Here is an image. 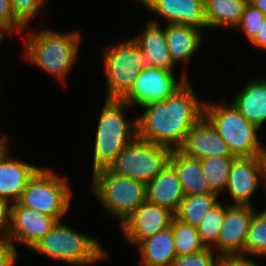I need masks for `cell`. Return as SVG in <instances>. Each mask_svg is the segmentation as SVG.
I'll list each match as a JSON object with an SVG mask.
<instances>
[{"label": "cell", "instance_id": "cell-2", "mask_svg": "<svg viewBox=\"0 0 266 266\" xmlns=\"http://www.w3.org/2000/svg\"><path fill=\"white\" fill-rule=\"evenodd\" d=\"M22 56L33 66L51 74L59 82H66V76L78 58L81 33H61L52 29L31 31L26 34Z\"/></svg>", "mask_w": 266, "mask_h": 266}, {"label": "cell", "instance_id": "cell-11", "mask_svg": "<svg viewBox=\"0 0 266 266\" xmlns=\"http://www.w3.org/2000/svg\"><path fill=\"white\" fill-rule=\"evenodd\" d=\"M254 206L226 204L224 222L217 244L212 248L220 257L245 258V246Z\"/></svg>", "mask_w": 266, "mask_h": 266}, {"label": "cell", "instance_id": "cell-22", "mask_svg": "<svg viewBox=\"0 0 266 266\" xmlns=\"http://www.w3.org/2000/svg\"><path fill=\"white\" fill-rule=\"evenodd\" d=\"M137 246L141 266H172L177 256L171 226L141 241Z\"/></svg>", "mask_w": 266, "mask_h": 266}, {"label": "cell", "instance_id": "cell-36", "mask_svg": "<svg viewBox=\"0 0 266 266\" xmlns=\"http://www.w3.org/2000/svg\"><path fill=\"white\" fill-rule=\"evenodd\" d=\"M216 266H259L250 257H220Z\"/></svg>", "mask_w": 266, "mask_h": 266}, {"label": "cell", "instance_id": "cell-35", "mask_svg": "<svg viewBox=\"0 0 266 266\" xmlns=\"http://www.w3.org/2000/svg\"><path fill=\"white\" fill-rule=\"evenodd\" d=\"M18 251L11 241L0 242V266H17Z\"/></svg>", "mask_w": 266, "mask_h": 266}, {"label": "cell", "instance_id": "cell-18", "mask_svg": "<svg viewBox=\"0 0 266 266\" xmlns=\"http://www.w3.org/2000/svg\"><path fill=\"white\" fill-rule=\"evenodd\" d=\"M184 196L181 182L170 164L146 184V201L165 207L174 214Z\"/></svg>", "mask_w": 266, "mask_h": 266}, {"label": "cell", "instance_id": "cell-6", "mask_svg": "<svg viewBox=\"0 0 266 266\" xmlns=\"http://www.w3.org/2000/svg\"><path fill=\"white\" fill-rule=\"evenodd\" d=\"M106 75V99L121 100L132 88L143 68L150 66V56L131 38L103 47Z\"/></svg>", "mask_w": 266, "mask_h": 266}, {"label": "cell", "instance_id": "cell-34", "mask_svg": "<svg viewBox=\"0 0 266 266\" xmlns=\"http://www.w3.org/2000/svg\"><path fill=\"white\" fill-rule=\"evenodd\" d=\"M12 203L0 197V242L9 240Z\"/></svg>", "mask_w": 266, "mask_h": 266}, {"label": "cell", "instance_id": "cell-20", "mask_svg": "<svg viewBox=\"0 0 266 266\" xmlns=\"http://www.w3.org/2000/svg\"><path fill=\"white\" fill-rule=\"evenodd\" d=\"M203 32L183 24H166L165 35L172 62L188 63L202 46Z\"/></svg>", "mask_w": 266, "mask_h": 266}, {"label": "cell", "instance_id": "cell-31", "mask_svg": "<svg viewBox=\"0 0 266 266\" xmlns=\"http://www.w3.org/2000/svg\"><path fill=\"white\" fill-rule=\"evenodd\" d=\"M266 16L249 2L246 4L241 21L235 30L244 33L248 41L251 42L257 35L263 20Z\"/></svg>", "mask_w": 266, "mask_h": 266}, {"label": "cell", "instance_id": "cell-27", "mask_svg": "<svg viewBox=\"0 0 266 266\" xmlns=\"http://www.w3.org/2000/svg\"><path fill=\"white\" fill-rule=\"evenodd\" d=\"M170 226L173 230L177 256L194 254L206 248L196 227L178 220L175 216Z\"/></svg>", "mask_w": 266, "mask_h": 266}, {"label": "cell", "instance_id": "cell-26", "mask_svg": "<svg viewBox=\"0 0 266 266\" xmlns=\"http://www.w3.org/2000/svg\"><path fill=\"white\" fill-rule=\"evenodd\" d=\"M236 157L201 158L202 174L208 182L210 190L220 197L227 188L230 166Z\"/></svg>", "mask_w": 266, "mask_h": 266}, {"label": "cell", "instance_id": "cell-41", "mask_svg": "<svg viewBox=\"0 0 266 266\" xmlns=\"http://www.w3.org/2000/svg\"><path fill=\"white\" fill-rule=\"evenodd\" d=\"M4 33L0 30V41H2V38L4 37Z\"/></svg>", "mask_w": 266, "mask_h": 266}, {"label": "cell", "instance_id": "cell-4", "mask_svg": "<svg viewBox=\"0 0 266 266\" xmlns=\"http://www.w3.org/2000/svg\"><path fill=\"white\" fill-rule=\"evenodd\" d=\"M62 222H57L30 250L72 266L94 265L107 257V250L103 249L99 240L83 235Z\"/></svg>", "mask_w": 266, "mask_h": 266}, {"label": "cell", "instance_id": "cell-24", "mask_svg": "<svg viewBox=\"0 0 266 266\" xmlns=\"http://www.w3.org/2000/svg\"><path fill=\"white\" fill-rule=\"evenodd\" d=\"M248 0H204L208 28L235 29L242 18Z\"/></svg>", "mask_w": 266, "mask_h": 266}, {"label": "cell", "instance_id": "cell-21", "mask_svg": "<svg viewBox=\"0 0 266 266\" xmlns=\"http://www.w3.org/2000/svg\"><path fill=\"white\" fill-rule=\"evenodd\" d=\"M144 31L133 39L139 48L150 56V66L174 70L175 64L171 60L165 27L162 28L157 19L148 20Z\"/></svg>", "mask_w": 266, "mask_h": 266}, {"label": "cell", "instance_id": "cell-9", "mask_svg": "<svg viewBox=\"0 0 266 266\" xmlns=\"http://www.w3.org/2000/svg\"><path fill=\"white\" fill-rule=\"evenodd\" d=\"M172 149L136 136L108 168L117 175L149 183L168 164Z\"/></svg>", "mask_w": 266, "mask_h": 266}, {"label": "cell", "instance_id": "cell-15", "mask_svg": "<svg viewBox=\"0 0 266 266\" xmlns=\"http://www.w3.org/2000/svg\"><path fill=\"white\" fill-rule=\"evenodd\" d=\"M141 5L162 17L166 24H183L201 31L208 28L204 0H144Z\"/></svg>", "mask_w": 266, "mask_h": 266}, {"label": "cell", "instance_id": "cell-3", "mask_svg": "<svg viewBox=\"0 0 266 266\" xmlns=\"http://www.w3.org/2000/svg\"><path fill=\"white\" fill-rule=\"evenodd\" d=\"M130 107L119 99H105L92 150L93 173L109 168L123 148L137 136L136 118L129 121L125 116Z\"/></svg>", "mask_w": 266, "mask_h": 266}, {"label": "cell", "instance_id": "cell-29", "mask_svg": "<svg viewBox=\"0 0 266 266\" xmlns=\"http://www.w3.org/2000/svg\"><path fill=\"white\" fill-rule=\"evenodd\" d=\"M266 256V213L264 211L253 214L245 246L247 256Z\"/></svg>", "mask_w": 266, "mask_h": 266}, {"label": "cell", "instance_id": "cell-25", "mask_svg": "<svg viewBox=\"0 0 266 266\" xmlns=\"http://www.w3.org/2000/svg\"><path fill=\"white\" fill-rule=\"evenodd\" d=\"M215 193L185 195L175 217L193 227H198L207 212L219 201Z\"/></svg>", "mask_w": 266, "mask_h": 266}, {"label": "cell", "instance_id": "cell-16", "mask_svg": "<svg viewBox=\"0 0 266 266\" xmlns=\"http://www.w3.org/2000/svg\"><path fill=\"white\" fill-rule=\"evenodd\" d=\"M178 150L195 159L235 157L225 141L204 116L186 134L185 140Z\"/></svg>", "mask_w": 266, "mask_h": 266}, {"label": "cell", "instance_id": "cell-33", "mask_svg": "<svg viewBox=\"0 0 266 266\" xmlns=\"http://www.w3.org/2000/svg\"><path fill=\"white\" fill-rule=\"evenodd\" d=\"M0 30L8 36L11 33L25 32L24 29L14 20L10 0H0Z\"/></svg>", "mask_w": 266, "mask_h": 266}, {"label": "cell", "instance_id": "cell-40", "mask_svg": "<svg viewBox=\"0 0 266 266\" xmlns=\"http://www.w3.org/2000/svg\"><path fill=\"white\" fill-rule=\"evenodd\" d=\"M7 140H8V137L1 136V134H0V151L8 144Z\"/></svg>", "mask_w": 266, "mask_h": 266}, {"label": "cell", "instance_id": "cell-28", "mask_svg": "<svg viewBox=\"0 0 266 266\" xmlns=\"http://www.w3.org/2000/svg\"><path fill=\"white\" fill-rule=\"evenodd\" d=\"M226 205L220 200L203 217L200 225L197 227L200 239L206 248H213L218 241L221 226L224 222Z\"/></svg>", "mask_w": 266, "mask_h": 266}, {"label": "cell", "instance_id": "cell-30", "mask_svg": "<svg viewBox=\"0 0 266 266\" xmlns=\"http://www.w3.org/2000/svg\"><path fill=\"white\" fill-rule=\"evenodd\" d=\"M47 0H10L14 20L25 30L27 26L44 10Z\"/></svg>", "mask_w": 266, "mask_h": 266}, {"label": "cell", "instance_id": "cell-19", "mask_svg": "<svg viewBox=\"0 0 266 266\" xmlns=\"http://www.w3.org/2000/svg\"><path fill=\"white\" fill-rule=\"evenodd\" d=\"M231 102L242 116L260 129L266 122V78L248 81Z\"/></svg>", "mask_w": 266, "mask_h": 266}, {"label": "cell", "instance_id": "cell-39", "mask_svg": "<svg viewBox=\"0 0 266 266\" xmlns=\"http://www.w3.org/2000/svg\"><path fill=\"white\" fill-rule=\"evenodd\" d=\"M248 2L266 16V0H248Z\"/></svg>", "mask_w": 266, "mask_h": 266}, {"label": "cell", "instance_id": "cell-17", "mask_svg": "<svg viewBox=\"0 0 266 266\" xmlns=\"http://www.w3.org/2000/svg\"><path fill=\"white\" fill-rule=\"evenodd\" d=\"M8 146L0 151V197L14 203L19 201L28 181L41 167L14 159Z\"/></svg>", "mask_w": 266, "mask_h": 266}, {"label": "cell", "instance_id": "cell-38", "mask_svg": "<svg viewBox=\"0 0 266 266\" xmlns=\"http://www.w3.org/2000/svg\"><path fill=\"white\" fill-rule=\"evenodd\" d=\"M260 184V186L266 189V155L261 159ZM262 211H266V209H262Z\"/></svg>", "mask_w": 266, "mask_h": 266}, {"label": "cell", "instance_id": "cell-32", "mask_svg": "<svg viewBox=\"0 0 266 266\" xmlns=\"http://www.w3.org/2000/svg\"><path fill=\"white\" fill-rule=\"evenodd\" d=\"M214 253L213 249L205 248L194 254L176 256L172 266H216L220 256Z\"/></svg>", "mask_w": 266, "mask_h": 266}, {"label": "cell", "instance_id": "cell-13", "mask_svg": "<svg viewBox=\"0 0 266 266\" xmlns=\"http://www.w3.org/2000/svg\"><path fill=\"white\" fill-rule=\"evenodd\" d=\"M58 221L35 209L12 203L9 241L31 249Z\"/></svg>", "mask_w": 266, "mask_h": 266}, {"label": "cell", "instance_id": "cell-5", "mask_svg": "<svg viewBox=\"0 0 266 266\" xmlns=\"http://www.w3.org/2000/svg\"><path fill=\"white\" fill-rule=\"evenodd\" d=\"M204 117L228 145L233 156L266 155V145L257 136L259 128L242 116L232 102L227 105L205 101Z\"/></svg>", "mask_w": 266, "mask_h": 266}, {"label": "cell", "instance_id": "cell-8", "mask_svg": "<svg viewBox=\"0 0 266 266\" xmlns=\"http://www.w3.org/2000/svg\"><path fill=\"white\" fill-rule=\"evenodd\" d=\"M68 180L67 176L41 167L28 181L18 202L59 222L68 213L71 204Z\"/></svg>", "mask_w": 266, "mask_h": 266}, {"label": "cell", "instance_id": "cell-10", "mask_svg": "<svg viewBox=\"0 0 266 266\" xmlns=\"http://www.w3.org/2000/svg\"><path fill=\"white\" fill-rule=\"evenodd\" d=\"M174 72L153 66L143 68L130 91L121 100L131 107L136 105L141 109L153 102L166 100L188 80L185 70L179 79Z\"/></svg>", "mask_w": 266, "mask_h": 266}, {"label": "cell", "instance_id": "cell-23", "mask_svg": "<svg viewBox=\"0 0 266 266\" xmlns=\"http://www.w3.org/2000/svg\"><path fill=\"white\" fill-rule=\"evenodd\" d=\"M169 164L177 173L184 195L213 193L202 174L199 159L188 157L179 150H173Z\"/></svg>", "mask_w": 266, "mask_h": 266}, {"label": "cell", "instance_id": "cell-37", "mask_svg": "<svg viewBox=\"0 0 266 266\" xmlns=\"http://www.w3.org/2000/svg\"><path fill=\"white\" fill-rule=\"evenodd\" d=\"M250 43L258 49L266 50V18L263 20L257 35Z\"/></svg>", "mask_w": 266, "mask_h": 266}, {"label": "cell", "instance_id": "cell-12", "mask_svg": "<svg viewBox=\"0 0 266 266\" xmlns=\"http://www.w3.org/2000/svg\"><path fill=\"white\" fill-rule=\"evenodd\" d=\"M175 214L169 209L145 201L121 224L127 242L138 245L171 225Z\"/></svg>", "mask_w": 266, "mask_h": 266}, {"label": "cell", "instance_id": "cell-14", "mask_svg": "<svg viewBox=\"0 0 266 266\" xmlns=\"http://www.w3.org/2000/svg\"><path fill=\"white\" fill-rule=\"evenodd\" d=\"M265 155L236 157L229 170L226 192H229L230 205L253 206L252 195L260 187L261 159Z\"/></svg>", "mask_w": 266, "mask_h": 266}, {"label": "cell", "instance_id": "cell-42", "mask_svg": "<svg viewBox=\"0 0 266 266\" xmlns=\"http://www.w3.org/2000/svg\"><path fill=\"white\" fill-rule=\"evenodd\" d=\"M144 0H137V2H139L140 4L143 2Z\"/></svg>", "mask_w": 266, "mask_h": 266}, {"label": "cell", "instance_id": "cell-1", "mask_svg": "<svg viewBox=\"0 0 266 266\" xmlns=\"http://www.w3.org/2000/svg\"><path fill=\"white\" fill-rule=\"evenodd\" d=\"M189 79L164 101L143 107L136 117L137 136L154 144L178 150L186 134L204 116L205 101H199Z\"/></svg>", "mask_w": 266, "mask_h": 266}, {"label": "cell", "instance_id": "cell-7", "mask_svg": "<svg viewBox=\"0 0 266 266\" xmlns=\"http://www.w3.org/2000/svg\"><path fill=\"white\" fill-rule=\"evenodd\" d=\"M92 174V194L107 213L121 221L120 224L146 201L145 183L117 175L108 168Z\"/></svg>", "mask_w": 266, "mask_h": 266}]
</instances>
